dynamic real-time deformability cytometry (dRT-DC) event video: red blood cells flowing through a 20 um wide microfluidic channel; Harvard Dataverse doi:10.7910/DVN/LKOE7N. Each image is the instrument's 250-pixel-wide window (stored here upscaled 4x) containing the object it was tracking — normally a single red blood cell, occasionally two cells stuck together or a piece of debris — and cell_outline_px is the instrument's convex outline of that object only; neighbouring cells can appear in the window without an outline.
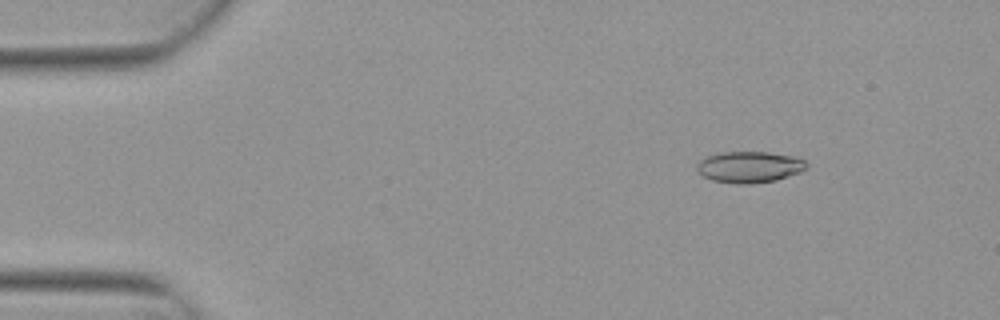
{"species": "Egyptian fruit bat (a non-hibernating species)", "species_latin": "Rousettus aegyptiacus", "temperature_condition": "warm", "stored_images_in_passage": 4, "camera_frame_rate_fps": 3000, "um_per_image_px": 0.085, "animal": {"sex": "female"}, "frame": {"image": 1, "passage_image": 2, "time_ms": 0.333, "image_size_px": [1000, 320], "cell_outline_px": [[808, 168], [800, 172], [776, 180], [752, 184], [736, 184], [712, 180], [704, 176], [696, 168], [696, 164], [700, 160], [716, 152], [768, 152], [796, 156], [804, 160], [808, 164]], "centroid_in_image_um": [63.72, 14.19], "position_along_channel_um": 21.3, "area_um2": 20.17}}